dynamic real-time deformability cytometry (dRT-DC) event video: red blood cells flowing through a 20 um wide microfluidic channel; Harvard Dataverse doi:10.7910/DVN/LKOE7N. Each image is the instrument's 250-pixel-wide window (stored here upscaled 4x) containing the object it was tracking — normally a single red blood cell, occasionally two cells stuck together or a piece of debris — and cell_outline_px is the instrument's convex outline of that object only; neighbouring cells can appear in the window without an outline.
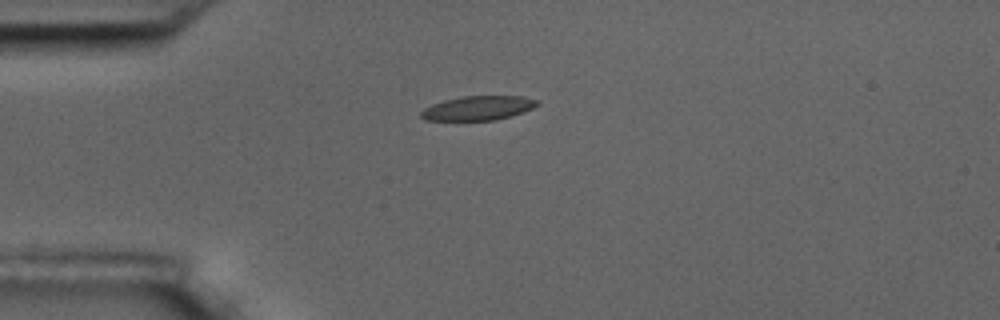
{"species": "common noctule bat (a hibernating species)", "species_latin": "Nyctalus noctula", "temperature_condition": "room temperature", "stored_images_in_passage": 13, "camera_frame_rate_fps": 3000, "um_per_image_px": 0.085, "animal": {"sex": "male", "body_mass_g": 17.5, "forearm_length_mm": 52.3}, "frame": {"image": 1, "passage_image": 4, "time_ms": 4.333, "image_size_px": [1000, 320], "cell_outline_px": [[540, 104], [524, 112], [496, 120], [424, 120], [420, 116], [420, 112], [424, 108], [432, 104], [444, 100], [460, 96], [520, 96], [540, 100]], "centroid_in_image_um": [40.64, 9.18], "position_along_channel_um": 44.4, "area_um2": 16.53}}
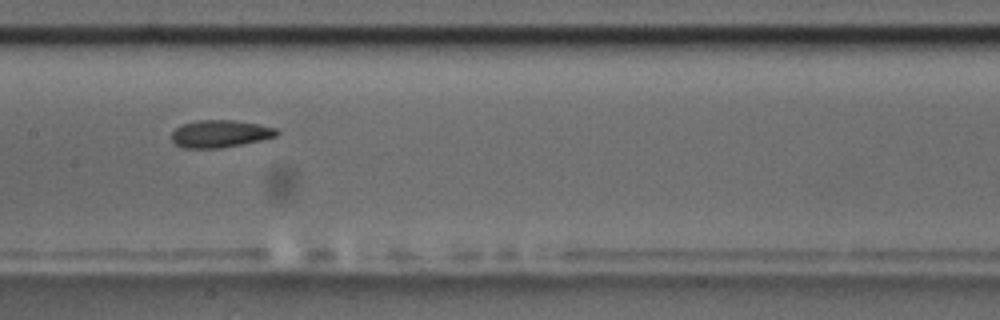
{"frame": {"image": 2, "passage_image": 8, "time_ms": 9.0, "image_size_px": [1000, 320], "cell_outline_px": [[280, 132], [276, 136], [260, 140], [220, 148], [184, 148], [176, 144], [172, 140], [172, 132], [176, 128], [184, 124], [196, 120], [232, 120], [256, 124], [276, 128]], "centroid_in_image_um": [18.69, 11.37], "position_along_channel_um": 188.7, "area_um2": 16.53}}
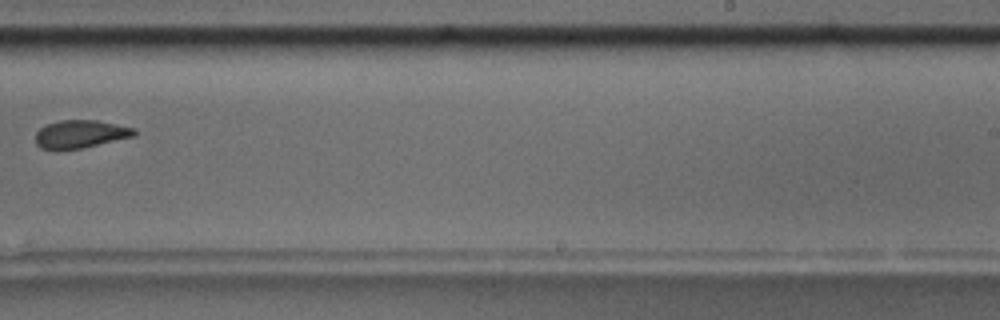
{"frame": {"image": 3, "passage_image": 10, "time_ms": 11.667, "image_size_px": [1000, 320], "cell_outline_px": [[136, 136], [84, 148], [56, 152], [40, 148], [36, 144], [36, 132], [40, 128], [48, 124], [60, 120], [96, 120], [136, 128]], "centroid_in_image_um": [6.82, 11.43], "position_along_channel_um": 282.2, "area_um2": 16.59}, "authors_computed_cell_mechanics": {"area_um2": 16.6464, "velocity_mm_per_s": 3.5113, "shape_relaxation_time_tau1_ms": 10.7335, "shape_relaxation_time_tau2_ms": 6.273, "deformation_change_tau1": 0.1857, "deformation_change_tau2": 0.1543}}